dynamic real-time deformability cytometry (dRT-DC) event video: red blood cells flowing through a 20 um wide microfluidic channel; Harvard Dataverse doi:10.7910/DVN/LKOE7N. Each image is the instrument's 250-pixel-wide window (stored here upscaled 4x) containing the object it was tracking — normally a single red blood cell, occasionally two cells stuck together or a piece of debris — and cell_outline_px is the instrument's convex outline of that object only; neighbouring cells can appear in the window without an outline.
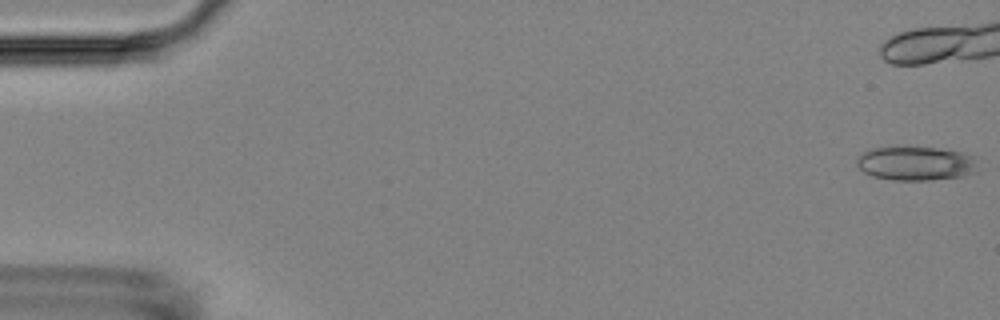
{"species": "Egyptian fruit bat (a non-hibernating species)", "species_latin": "Rousettus aegyptiacus", "temperature_condition": "room temperature", "stored_images_in_passage": 45, "camera_frame_rate_fps": 3000, "um_per_image_px": 0.085, "animal": {"sex": "female"}, "frame": {"image": 1, "passage_image": 1, "time_ms": 0.0, "image_size_px": [1000, 320], "cell_outline_px": [[980, 172], [960, 176], [932, 180], [892, 180], [872, 176], [864, 172], [856, 164], [856, 156], [872, 148], [896, 144], [936, 148], [960, 152], [976, 156]], "centroid_in_image_um": [77.85, 13.85], "position_along_channel_um": 7.2, "area_um2": 25.03}}